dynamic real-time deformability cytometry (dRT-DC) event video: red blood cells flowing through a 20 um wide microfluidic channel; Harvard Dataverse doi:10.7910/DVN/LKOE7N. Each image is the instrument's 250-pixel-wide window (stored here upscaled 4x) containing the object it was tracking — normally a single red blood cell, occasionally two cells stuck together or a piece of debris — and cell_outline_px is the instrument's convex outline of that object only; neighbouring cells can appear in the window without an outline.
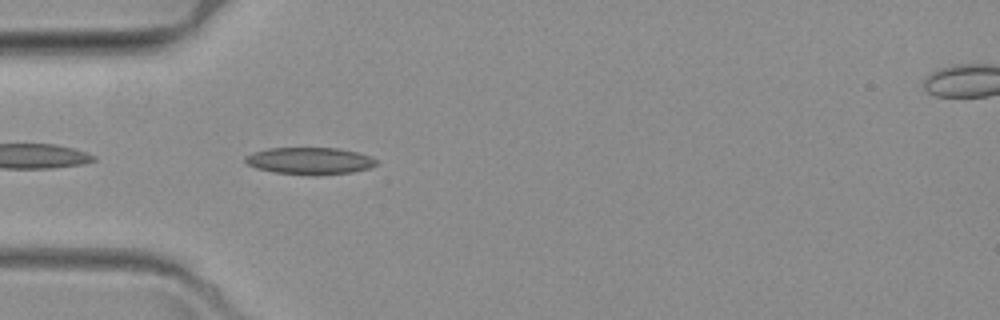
{"species": "common noctule bat (a hibernating species)", "species_latin": "Nyctalus noctula", "temperature_condition": "warm", "stored_images_in_passage": 47, "camera_frame_rate_fps": 3000, "um_per_image_px": 0.085, "animal": {"sex": "female", "body_mass_g": 19.3, "forearm_length_mm": 54.1}, "frame": {"image": 1, "passage_image": 3, "time_ms": 0.667, "image_size_px": [1000, 320], "cell_outline_px": [[376, 164], [368, 168], [352, 172], [316, 176], [276, 172], [256, 168], [248, 164], [244, 160], [244, 156], [252, 152], [268, 148], [336, 148], [356, 152], [372, 156], [376, 160]], "centroid_in_image_um": [26.31, 13.67], "position_along_channel_um": 58.7, "area_um2": 20.63}}
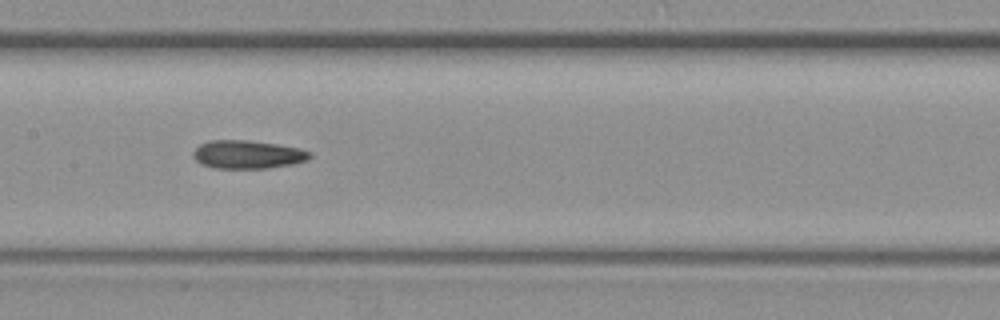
{"frame": {"image": 2, "passage_image": 15, "time_ms": 4.667, "image_size_px": [1000, 320], "cell_outline_px": [[312, 156], [308, 160], [292, 164], [268, 168], [212, 168], [200, 164], [192, 156], [192, 152], [200, 144], [208, 140], [248, 140], [276, 144], [296, 148], [312, 152]], "centroid_in_image_um": [21.01, 13.13], "position_along_channel_um": 186.4, "area_um2": 19.31}}
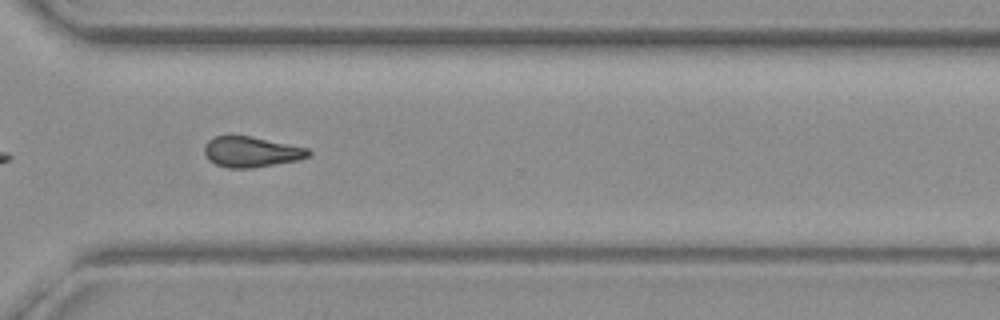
{"frame": {"image": 3, "passage_image": 30, "time_ms": 9.667, "image_size_px": [1000, 320], "cell_outline_px": [[312, 152], [308, 156], [300, 160], [252, 168], [228, 168], [216, 164], [208, 160], [204, 152], [204, 144], [208, 140], [216, 136], [252, 136], [308, 148]], "centroid_in_image_um": [21.36, 12.91], "position_along_channel_um": 349.2, "area_um2": 18.61}}